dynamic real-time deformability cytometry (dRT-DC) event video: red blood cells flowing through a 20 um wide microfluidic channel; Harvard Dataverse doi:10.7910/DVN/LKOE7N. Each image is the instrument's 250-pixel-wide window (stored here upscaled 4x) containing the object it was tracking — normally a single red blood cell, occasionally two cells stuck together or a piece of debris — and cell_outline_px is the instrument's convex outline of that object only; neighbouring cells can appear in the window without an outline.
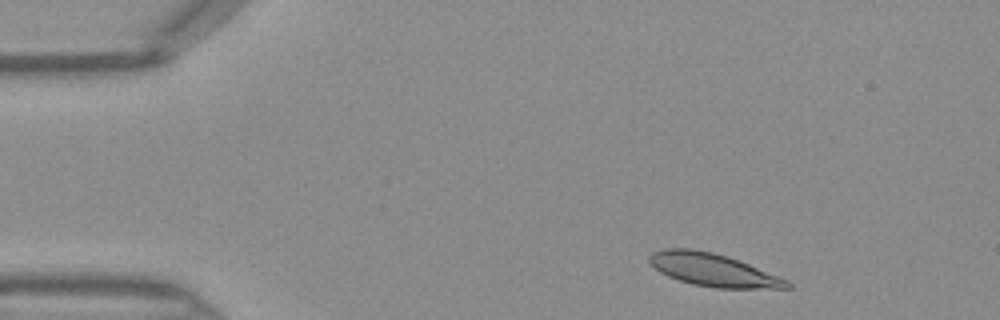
{"species": "Egyptian fruit bat (a non-hibernating species)", "species_latin": "Rousettus aegyptiacus", "temperature_condition": "warm", "stored_images_in_passage": 42, "camera_frame_rate_fps": 3000, "um_per_image_px": 0.085, "frame": {"image": 1, "passage_image": 3, "time_ms": 0.667, "image_size_px": [1000, 320], "cell_outline_px": [[792, 288], [716, 288], [692, 284], [668, 276], [660, 272], [648, 260], [648, 256], [652, 252], [664, 248], [692, 248], [712, 252], [728, 256], [788, 280], [792, 284]], "centroid_in_image_um": [60.6, 22.93], "position_along_channel_um": 24.4, "area_um2": 26.18}}
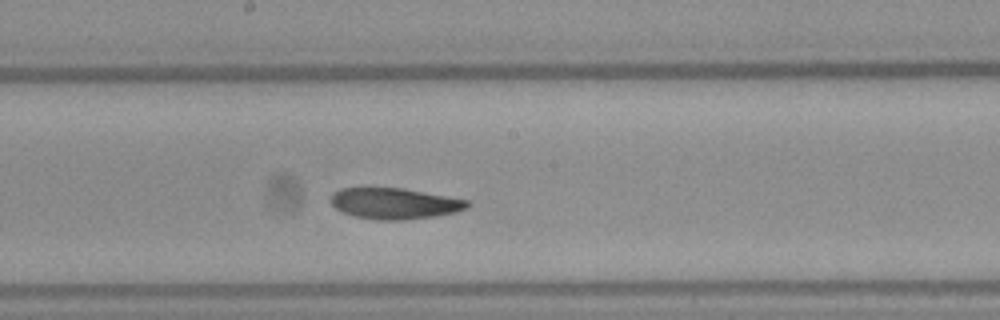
{"frame": {"image": 2, "passage_image": 21, "time_ms": 6.667, "image_size_px": [1000, 320], "cell_outline_px": [[472, 204], [468, 208], [456, 212], [436, 216], [404, 220], [376, 220], [352, 216], [336, 208], [332, 204], [332, 192], [340, 188], [404, 188], [468, 200]], "centroid_in_image_um": [33.56, 17.3], "position_along_channel_um": 214.6, "area_um2": 24.8}}
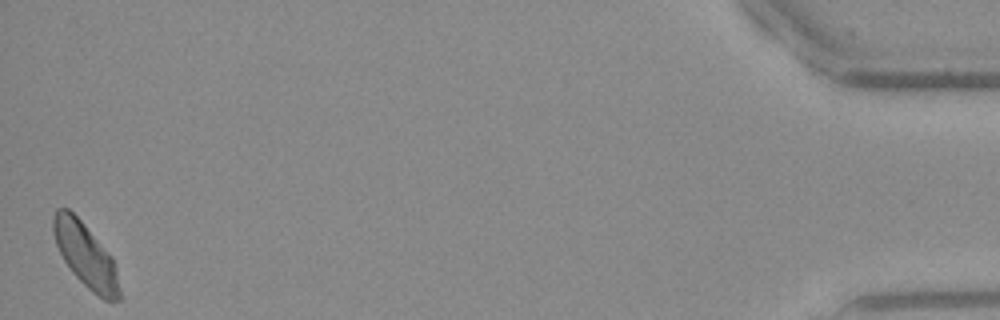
{"frame": {"image": 3, "passage_image": 42, "time_ms": 13.667, "image_size_px": [1000, 320], "cell_outline_px": [[120, 300], [104, 300], [92, 292], [72, 272], [64, 260], [56, 244], [52, 232], [52, 216], [56, 208], [68, 208], [80, 220], [112, 256], [116, 268], [120, 288]], "centroid_in_image_um": [7.26, 21.69], "position_along_channel_um": 427.9, "area_um2": 24.57}}